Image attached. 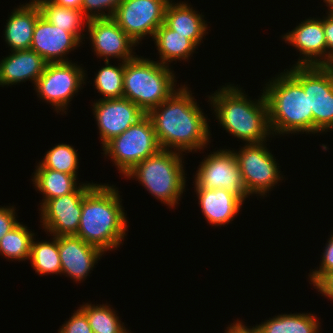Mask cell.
I'll use <instances>...</instances> for the list:
<instances>
[{"instance_id": "cell-17", "label": "cell", "mask_w": 333, "mask_h": 333, "mask_svg": "<svg viewBox=\"0 0 333 333\" xmlns=\"http://www.w3.org/2000/svg\"><path fill=\"white\" fill-rule=\"evenodd\" d=\"M61 274L79 283L93 271L104 252L99 248L84 242L76 235L57 237Z\"/></svg>"}, {"instance_id": "cell-40", "label": "cell", "mask_w": 333, "mask_h": 333, "mask_svg": "<svg viewBox=\"0 0 333 333\" xmlns=\"http://www.w3.org/2000/svg\"><path fill=\"white\" fill-rule=\"evenodd\" d=\"M323 2L326 4L325 6L328 7L327 13L333 14V0H323Z\"/></svg>"}, {"instance_id": "cell-19", "label": "cell", "mask_w": 333, "mask_h": 333, "mask_svg": "<svg viewBox=\"0 0 333 333\" xmlns=\"http://www.w3.org/2000/svg\"><path fill=\"white\" fill-rule=\"evenodd\" d=\"M199 207L208 224L223 227L239 214L243 200L225 189H194Z\"/></svg>"}, {"instance_id": "cell-29", "label": "cell", "mask_w": 333, "mask_h": 333, "mask_svg": "<svg viewBox=\"0 0 333 333\" xmlns=\"http://www.w3.org/2000/svg\"><path fill=\"white\" fill-rule=\"evenodd\" d=\"M83 303L80 309L86 314L93 333H125L128 328L119 319L111 305Z\"/></svg>"}, {"instance_id": "cell-22", "label": "cell", "mask_w": 333, "mask_h": 333, "mask_svg": "<svg viewBox=\"0 0 333 333\" xmlns=\"http://www.w3.org/2000/svg\"><path fill=\"white\" fill-rule=\"evenodd\" d=\"M40 15L36 2L20 4L13 9L4 25L3 34L10 51L30 49L34 27Z\"/></svg>"}, {"instance_id": "cell-16", "label": "cell", "mask_w": 333, "mask_h": 333, "mask_svg": "<svg viewBox=\"0 0 333 333\" xmlns=\"http://www.w3.org/2000/svg\"><path fill=\"white\" fill-rule=\"evenodd\" d=\"M281 37L285 43L300 52V56L293 66H327L323 17H309Z\"/></svg>"}, {"instance_id": "cell-33", "label": "cell", "mask_w": 333, "mask_h": 333, "mask_svg": "<svg viewBox=\"0 0 333 333\" xmlns=\"http://www.w3.org/2000/svg\"><path fill=\"white\" fill-rule=\"evenodd\" d=\"M330 238H328L326 246L322 253V260H320L319 267L310 271L309 284L313 286L328 272H333V232H331Z\"/></svg>"}, {"instance_id": "cell-11", "label": "cell", "mask_w": 333, "mask_h": 333, "mask_svg": "<svg viewBox=\"0 0 333 333\" xmlns=\"http://www.w3.org/2000/svg\"><path fill=\"white\" fill-rule=\"evenodd\" d=\"M211 153V154H210ZM204 157L195 172L194 189H225L243 201L249 197L233 150L219 149Z\"/></svg>"}, {"instance_id": "cell-39", "label": "cell", "mask_w": 333, "mask_h": 333, "mask_svg": "<svg viewBox=\"0 0 333 333\" xmlns=\"http://www.w3.org/2000/svg\"><path fill=\"white\" fill-rule=\"evenodd\" d=\"M51 3L66 7L81 10L82 0H49Z\"/></svg>"}, {"instance_id": "cell-37", "label": "cell", "mask_w": 333, "mask_h": 333, "mask_svg": "<svg viewBox=\"0 0 333 333\" xmlns=\"http://www.w3.org/2000/svg\"><path fill=\"white\" fill-rule=\"evenodd\" d=\"M315 289L324 297L333 301V272L326 273L315 285Z\"/></svg>"}, {"instance_id": "cell-27", "label": "cell", "mask_w": 333, "mask_h": 333, "mask_svg": "<svg viewBox=\"0 0 333 333\" xmlns=\"http://www.w3.org/2000/svg\"><path fill=\"white\" fill-rule=\"evenodd\" d=\"M48 241H34L31 243L30 262L38 275L61 274V260L57 237H52ZM51 240V241H50Z\"/></svg>"}, {"instance_id": "cell-6", "label": "cell", "mask_w": 333, "mask_h": 333, "mask_svg": "<svg viewBox=\"0 0 333 333\" xmlns=\"http://www.w3.org/2000/svg\"><path fill=\"white\" fill-rule=\"evenodd\" d=\"M185 155L174 150L161 149L153 156L136 164L124 178L138 182L168 208L177 207L186 187Z\"/></svg>"}, {"instance_id": "cell-30", "label": "cell", "mask_w": 333, "mask_h": 333, "mask_svg": "<svg viewBox=\"0 0 333 333\" xmlns=\"http://www.w3.org/2000/svg\"><path fill=\"white\" fill-rule=\"evenodd\" d=\"M104 63L93 81L97 93L103 95V98L98 100L123 98L124 62L117 66L112 65L110 61Z\"/></svg>"}, {"instance_id": "cell-35", "label": "cell", "mask_w": 333, "mask_h": 333, "mask_svg": "<svg viewBox=\"0 0 333 333\" xmlns=\"http://www.w3.org/2000/svg\"><path fill=\"white\" fill-rule=\"evenodd\" d=\"M15 210L14 205L0 207V240L19 223Z\"/></svg>"}, {"instance_id": "cell-13", "label": "cell", "mask_w": 333, "mask_h": 333, "mask_svg": "<svg viewBox=\"0 0 333 333\" xmlns=\"http://www.w3.org/2000/svg\"><path fill=\"white\" fill-rule=\"evenodd\" d=\"M95 184L82 183L74 192L47 200L40 207V223L46 234H49L48 236L77 234L83 198Z\"/></svg>"}, {"instance_id": "cell-28", "label": "cell", "mask_w": 333, "mask_h": 333, "mask_svg": "<svg viewBox=\"0 0 333 333\" xmlns=\"http://www.w3.org/2000/svg\"><path fill=\"white\" fill-rule=\"evenodd\" d=\"M20 222L0 240V255L7 260L26 261L30 259L31 243L35 236Z\"/></svg>"}, {"instance_id": "cell-3", "label": "cell", "mask_w": 333, "mask_h": 333, "mask_svg": "<svg viewBox=\"0 0 333 333\" xmlns=\"http://www.w3.org/2000/svg\"><path fill=\"white\" fill-rule=\"evenodd\" d=\"M227 84V85H226ZM208 96L220 126L235 138L250 143L269 140L268 106L264 93L251 100L240 85L226 83Z\"/></svg>"}, {"instance_id": "cell-10", "label": "cell", "mask_w": 333, "mask_h": 333, "mask_svg": "<svg viewBox=\"0 0 333 333\" xmlns=\"http://www.w3.org/2000/svg\"><path fill=\"white\" fill-rule=\"evenodd\" d=\"M85 72L81 65L72 61L47 63L33 87L37 97L52 105L57 114H66L69 102L83 88L82 84H86L88 77Z\"/></svg>"}, {"instance_id": "cell-14", "label": "cell", "mask_w": 333, "mask_h": 333, "mask_svg": "<svg viewBox=\"0 0 333 333\" xmlns=\"http://www.w3.org/2000/svg\"><path fill=\"white\" fill-rule=\"evenodd\" d=\"M85 29V34L89 35L86 39L90 40L97 58L103 61L117 58L119 62H127L137 56L133 51L138 45L112 18L89 19Z\"/></svg>"}, {"instance_id": "cell-24", "label": "cell", "mask_w": 333, "mask_h": 333, "mask_svg": "<svg viewBox=\"0 0 333 333\" xmlns=\"http://www.w3.org/2000/svg\"><path fill=\"white\" fill-rule=\"evenodd\" d=\"M32 174L34 175H32L31 180L35 189L43 194L40 207L47 200L74 192L83 183H77L78 175L66 174L52 169H35Z\"/></svg>"}, {"instance_id": "cell-38", "label": "cell", "mask_w": 333, "mask_h": 333, "mask_svg": "<svg viewBox=\"0 0 333 333\" xmlns=\"http://www.w3.org/2000/svg\"><path fill=\"white\" fill-rule=\"evenodd\" d=\"M224 333H261L258 324L253 327L246 326L244 322H241L238 318L235 322L230 323L225 329Z\"/></svg>"}, {"instance_id": "cell-7", "label": "cell", "mask_w": 333, "mask_h": 333, "mask_svg": "<svg viewBox=\"0 0 333 333\" xmlns=\"http://www.w3.org/2000/svg\"><path fill=\"white\" fill-rule=\"evenodd\" d=\"M103 155L110 157L118 173L125 176L136 164L161 150L151 119L145 114L127 130L114 137L103 148Z\"/></svg>"}, {"instance_id": "cell-31", "label": "cell", "mask_w": 333, "mask_h": 333, "mask_svg": "<svg viewBox=\"0 0 333 333\" xmlns=\"http://www.w3.org/2000/svg\"><path fill=\"white\" fill-rule=\"evenodd\" d=\"M79 155L72 145L58 143L49 149L38 162L36 169H52L66 174L77 175Z\"/></svg>"}, {"instance_id": "cell-26", "label": "cell", "mask_w": 333, "mask_h": 333, "mask_svg": "<svg viewBox=\"0 0 333 333\" xmlns=\"http://www.w3.org/2000/svg\"><path fill=\"white\" fill-rule=\"evenodd\" d=\"M319 321L311 312L285 313L267 319L258 327L261 333H320Z\"/></svg>"}, {"instance_id": "cell-32", "label": "cell", "mask_w": 333, "mask_h": 333, "mask_svg": "<svg viewBox=\"0 0 333 333\" xmlns=\"http://www.w3.org/2000/svg\"><path fill=\"white\" fill-rule=\"evenodd\" d=\"M122 1L123 0H82L81 11L88 19L112 18Z\"/></svg>"}, {"instance_id": "cell-8", "label": "cell", "mask_w": 333, "mask_h": 333, "mask_svg": "<svg viewBox=\"0 0 333 333\" xmlns=\"http://www.w3.org/2000/svg\"><path fill=\"white\" fill-rule=\"evenodd\" d=\"M285 70L308 92L313 134L333 131V65L292 66Z\"/></svg>"}, {"instance_id": "cell-9", "label": "cell", "mask_w": 333, "mask_h": 333, "mask_svg": "<svg viewBox=\"0 0 333 333\" xmlns=\"http://www.w3.org/2000/svg\"><path fill=\"white\" fill-rule=\"evenodd\" d=\"M266 142L244 143L239 151L233 149L249 196L255 194L256 197L264 198L284 179L279 170L281 166H278L276 157L267 148Z\"/></svg>"}, {"instance_id": "cell-1", "label": "cell", "mask_w": 333, "mask_h": 333, "mask_svg": "<svg viewBox=\"0 0 333 333\" xmlns=\"http://www.w3.org/2000/svg\"><path fill=\"white\" fill-rule=\"evenodd\" d=\"M177 86L178 89L167 100L147 113L157 141L163 150L181 153L203 151L212 138L209 119L197 104L190 88L185 84Z\"/></svg>"}, {"instance_id": "cell-4", "label": "cell", "mask_w": 333, "mask_h": 333, "mask_svg": "<svg viewBox=\"0 0 333 333\" xmlns=\"http://www.w3.org/2000/svg\"><path fill=\"white\" fill-rule=\"evenodd\" d=\"M270 79L262 92L268 106L271 138L290 133L313 134L308 92H304L302 85L287 70Z\"/></svg>"}, {"instance_id": "cell-20", "label": "cell", "mask_w": 333, "mask_h": 333, "mask_svg": "<svg viewBox=\"0 0 333 333\" xmlns=\"http://www.w3.org/2000/svg\"><path fill=\"white\" fill-rule=\"evenodd\" d=\"M47 62L35 51L17 50L0 61V87L31 81L35 84Z\"/></svg>"}, {"instance_id": "cell-18", "label": "cell", "mask_w": 333, "mask_h": 333, "mask_svg": "<svg viewBox=\"0 0 333 333\" xmlns=\"http://www.w3.org/2000/svg\"><path fill=\"white\" fill-rule=\"evenodd\" d=\"M81 42L73 33L62 30L49 23L41 15L38 17L30 49L40 55L47 63L70 62L67 54Z\"/></svg>"}, {"instance_id": "cell-36", "label": "cell", "mask_w": 333, "mask_h": 333, "mask_svg": "<svg viewBox=\"0 0 333 333\" xmlns=\"http://www.w3.org/2000/svg\"><path fill=\"white\" fill-rule=\"evenodd\" d=\"M323 29L327 46V66L333 65V14L323 16Z\"/></svg>"}, {"instance_id": "cell-15", "label": "cell", "mask_w": 333, "mask_h": 333, "mask_svg": "<svg viewBox=\"0 0 333 333\" xmlns=\"http://www.w3.org/2000/svg\"><path fill=\"white\" fill-rule=\"evenodd\" d=\"M92 103L102 148L146 114L126 98L96 100Z\"/></svg>"}, {"instance_id": "cell-2", "label": "cell", "mask_w": 333, "mask_h": 333, "mask_svg": "<svg viewBox=\"0 0 333 333\" xmlns=\"http://www.w3.org/2000/svg\"><path fill=\"white\" fill-rule=\"evenodd\" d=\"M122 197L115 185L95 184L84 196L76 236L104 253L123 245L128 231Z\"/></svg>"}, {"instance_id": "cell-12", "label": "cell", "mask_w": 333, "mask_h": 333, "mask_svg": "<svg viewBox=\"0 0 333 333\" xmlns=\"http://www.w3.org/2000/svg\"><path fill=\"white\" fill-rule=\"evenodd\" d=\"M171 0H123L112 19L138 45L144 37L153 39L164 23L165 10Z\"/></svg>"}, {"instance_id": "cell-34", "label": "cell", "mask_w": 333, "mask_h": 333, "mask_svg": "<svg viewBox=\"0 0 333 333\" xmlns=\"http://www.w3.org/2000/svg\"><path fill=\"white\" fill-rule=\"evenodd\" d=\"M60 326L58 333H93L86 314L79 308Z\"/></svg>"}, {"instance_id": "cell-25", "label": "cell", "mask_w": 333, "mask_h": 333, "mask_svg": "<svg viewBox=\"0 0 333 333\" xmlns=\"http://www.w3.org/2000/svg\"><path fill=\"white\" fill-rule=\"evenodd\" d=\"M36 4L40 9L41 16L49 23L73 33L81 42L85 39L83 32H86L84 28L87 27L89 19L81 10L61 7L49 0H38Z\"/></svg>"}, {"instance_id": "cell-5", "label": "cell", "mask_w": 333, "mask_h": 333, "mask_svg": "<svg viewBox=\"0 0 333 333\" xmlns=\"http://www.w3.org/2000/svg\"><path fill=\"white\" fill-rule=\"evenodd\" d=\"M175 76L169 66L137 55L124 62L123 98L147 114L178 89Z\"/></svg>"}, {"instance_id": "cell-23", "label": "cell", "mask_w": 333, "mask_h": 333, "mask_svg": "<svg viewBox=\"0 0 333 333\" xmlns=\"http://www.w3.org/2000/svg\"><path fill=\"white\" fill-rule=\"evenodd\" d=\"M158 50V62L170 66L173 61H187L198 48L186 37L169 29L164 23L156 30L152 39Z\"/></svg>"}, {"instance_id": "cell-21", "label": "cell", "mask_w": 333, "mask_h": 333, "mask_svg": "<svg viewBox=\"0 0 333 333\" xmlns=\"http://www.w3.org/2000/svg\"><path fill=\"white\" fill-rule=\"evenodd\" d=\"M195 10L187 2L176 3L171 0L165 10L164 24L188 38L198 48L203 37L208 34V24L204 15Z\"/></svg>"}]
</instances>
